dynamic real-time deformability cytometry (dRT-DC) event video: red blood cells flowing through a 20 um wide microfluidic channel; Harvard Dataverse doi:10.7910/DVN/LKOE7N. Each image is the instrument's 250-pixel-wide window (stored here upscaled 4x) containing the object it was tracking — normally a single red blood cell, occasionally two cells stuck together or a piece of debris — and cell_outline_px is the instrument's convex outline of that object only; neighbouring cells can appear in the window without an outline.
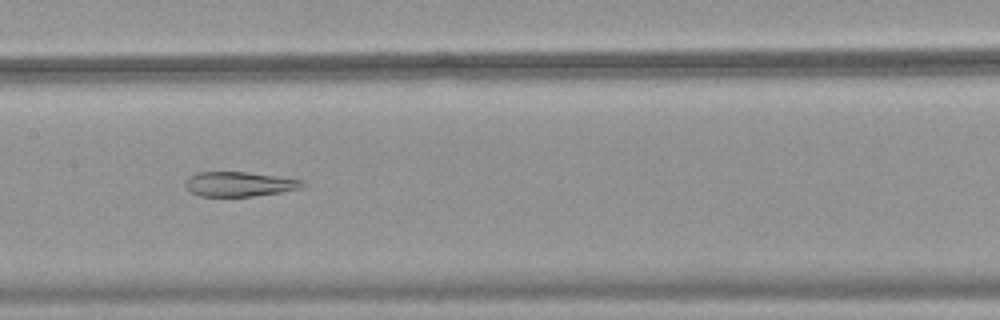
{"species": "common noctule bat (a hibernating species)", "species_latin": "Nyctalus noctula", "temperature_condition": "warm", "stored_images_in_passage": 52, "camera_frame_rate_fps": 3000, "um_per_image_px": 0.085, "animal": {"sex": "female", "body_mass_g": 18.4}, "frame": {"image": 1, "passage_image": 27, "time_ms": 8.667, "image_size_px": [1000, 320], "cell_outline_px": [[304, 184], [300, 188], [280, 192], [252, 196], [200, 196], [192, 192], [184, 184], [188, 176], [196, 172], [248, 172], [304, 180]], "centroid_in_image_um": [20.31, 15.64], "position_along_channel_um": 187.1, "area_um2": 16.7}}
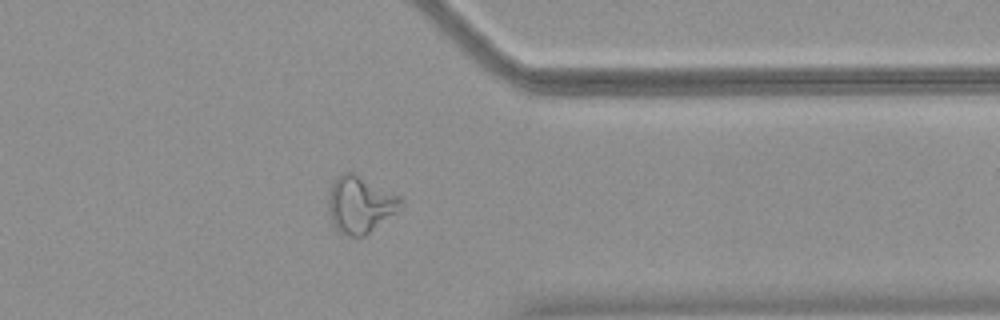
{"frame": {"image": 2, "passage_image": 42, "time_ms": 13.667, "image_size_px": [1000, 320], "cell_outline_px": [[404, 204], [396, 212], [364, 236], [348, 236], [340, 232], [332, 224], [328, 208], [328, 192], [332, 184], [344, 172], [352, 172], [400, 196], [404, 200]], "centroid_in_image_um": [30.6, 17.4], "position_along_channel_um": 380.8, "area_um2": 23.7}}
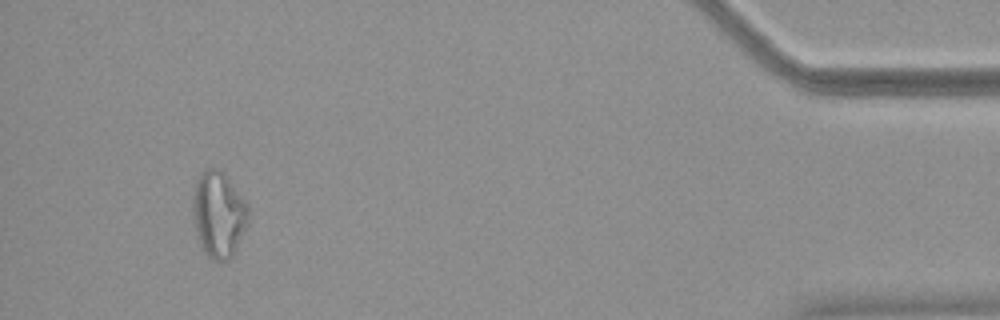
{"frame": {"image": 3, "passage_image": 49, "time_ms": 16.0, "image_size_px": [1000, 320], "cell_outline_px": [[248, 220], [236, 248], [232, 256], [228, 260], [212, 260], [204, 252], [196, 236], [192, 216], [192, 196], [196, 180], [200, 172], [204, 168], [220, 168], [224, 172], [248, 204]], "centroid_in_image_um": [18.54, 18.18], "position_along_channel_um": 416.7, "area_um2": 28.15}}